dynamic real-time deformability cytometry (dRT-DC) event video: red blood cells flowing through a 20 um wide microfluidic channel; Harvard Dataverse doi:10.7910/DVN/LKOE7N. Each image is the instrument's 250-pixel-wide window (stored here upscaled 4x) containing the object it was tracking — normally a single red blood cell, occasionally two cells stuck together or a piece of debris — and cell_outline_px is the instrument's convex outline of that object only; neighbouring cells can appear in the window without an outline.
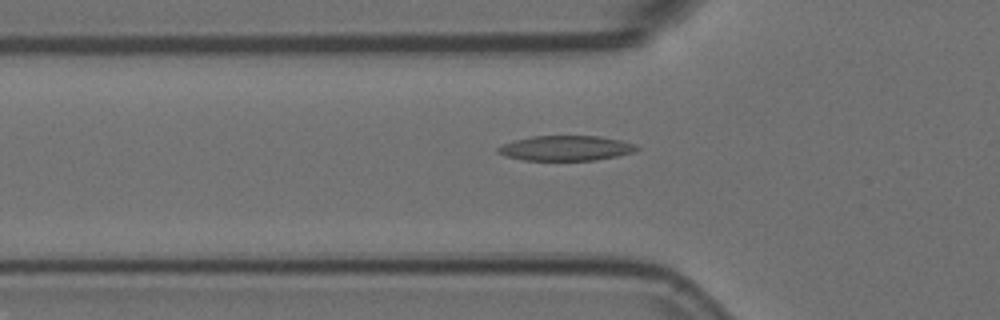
{"species": "Egyptian fruit bat (a non-hibernating species)", "species_latin": "Rousettus aegyptiacus", "temperature_condition": "room temperature", "stored_images_in_passage": 48, "camera_frame_rate_fps": 3000, "um_per_image_px": 0.085, "animal": {"sex": "female"}, "frame": {"image": 1, "passage_image": 16, "time_ms": 5.0, "image_size_px": [1000, 320], "cell_outline_px": [[640, 148], [636, 152], [596, 160], [524, 160], [504, 156], [496, 152], [496, 148], [504, 144], [516, 140], [532, 136], [600, 136], [620, 140], [636, 144]], "centroid_in_image_um": [48.12, 12.59], "position_along_channel_um": 77.7, "area_um2": 20.29}}
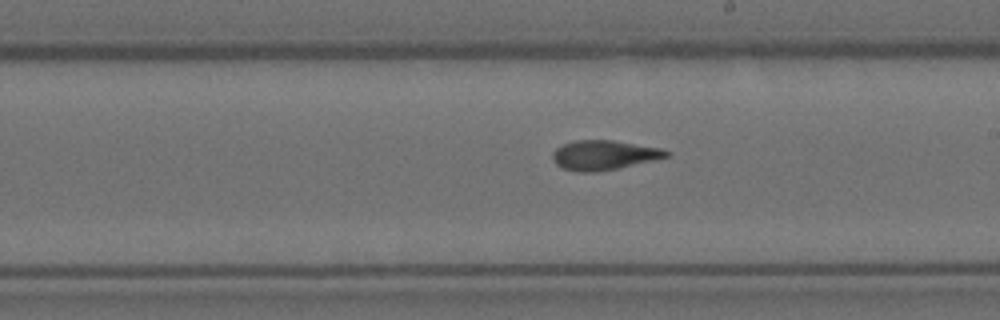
{"frame": {"image": 2, "passage_image": 29, "time_ms": 9.333, "image_size_px": [1000, 320], "cell_outline_px": [[668, 156], [620, 168], [592, 172], [580, 172], [564, 168], [556, 164], [552, 160], [552, 152], [556, 148], [564, 144], [576, 140], [612, 140], [660, 148], [668, 152]], "centroid_in_image_um": [51.28, 13.18], "position_along_channel_um": 237.7, "area_um2": 19.31}}
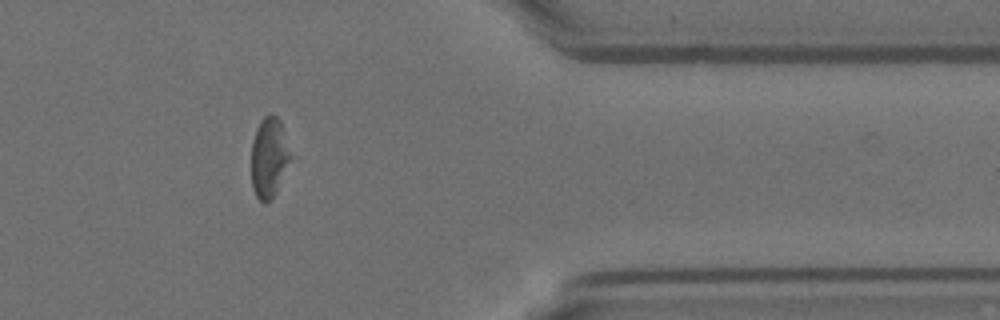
{"frame": {"image": 3, "passage_image": 43, "time_ms": 14.0, "image_size_px": [1000, 320], "cell_outline_px": [[300, 156], [272, 200], [264, 204], [256, 196], [252, 188], [252, 140], [256, 128], [260, 120], [264, 116], [272, 112], [280, 120]], "centroid_in_image_um": [23.06, 13.38], "position_along_channel_um": 388.3, "area_um2": 20.69}}